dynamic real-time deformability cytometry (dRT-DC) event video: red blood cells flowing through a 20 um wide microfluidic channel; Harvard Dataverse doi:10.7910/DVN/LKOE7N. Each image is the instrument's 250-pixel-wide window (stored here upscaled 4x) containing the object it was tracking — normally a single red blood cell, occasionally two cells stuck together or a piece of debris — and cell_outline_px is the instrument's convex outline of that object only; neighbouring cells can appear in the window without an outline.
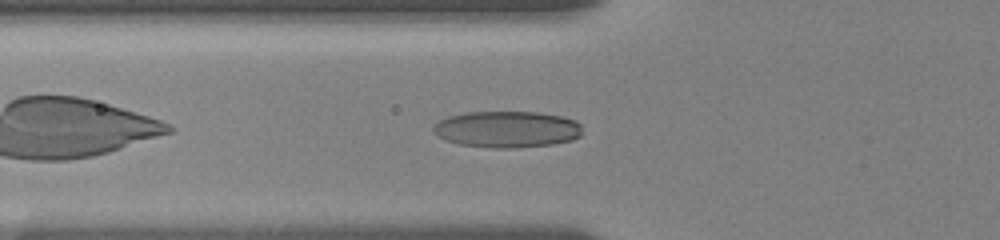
{"species": "human", "species_latin": "Homo sapiens", "temperature_condition": "room temperature", "stored_images_in_passage": 40, "camera_frame_rate_fps": 3000, "um_per_image_px": 0.085, "donor": {"sex": "female"}, "frame": {"image": 1, "passage_image": 5, "time_ms": 1.333, "image_size_px": [1000, 240], "cell_outline_px": [[580, 136], [572, 140], [552, 144], [516, 148], [492, 148], [460, 144], [444, 140], [432, 132], [432, 128], [440, 120], [448, 116], [468, 112], [536, 112], [560, 116], [576, 120], [580, 124]], "centroid_in_image_um": [43.07, 10.99], "position_along_channel_um": 82.7, "area_um2": 31.67}}
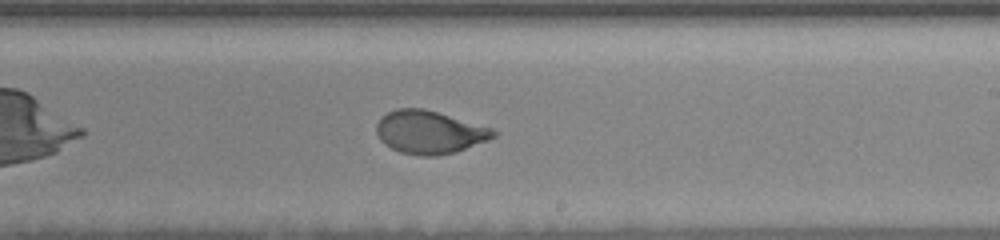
{"frame": {"image": 2, "passage_image": 19, "time_ms": 6.0, "image_size_px": [1000, 240], "cell_outline_px": [[500, 132], [496, 136], [488, 140], [456, 152], [436, 156], [420, 156], [400, 152], [384, 144], [380, 140], [376, 132], [376, 124], [380, 116], [396, 108], [424, 108], [492, 128]], "centroid_in_image_um": [36.49, 11.23], "position_along_channel_um": 252.5, "area_um2": 29.54}}
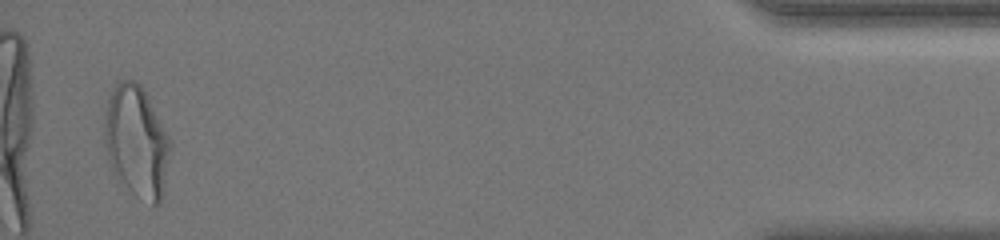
{"frame": {"image": 3, "passage_image": 39, "time_ms": 12.667, "image_size_px": [1000, 240], "cell_outline_px": [[172, 148], [160, 204], [152, 204], [136, 196], [128, 188], [116, 172], [108, 156], [104, 136], [104, 120], [108, 100], [116, 80], [136, 80], [144, 88], [172, 140]], "centroid_in_image_um": [11.65, 11.96], "position_along_channel_um": 423.5, "area_um2": 42.71}, "authors_computed_cell_mechanics": {"area_um2": 29.9693, "velocity_mm_per_s": 3.6212, "shape_relaxation_time_tau1_ms": 4.8839, "shape_relaxation_time_tau2_ms": null, "deformation_change_tau1": 0.1854, "deformation_change_tau2": null}}